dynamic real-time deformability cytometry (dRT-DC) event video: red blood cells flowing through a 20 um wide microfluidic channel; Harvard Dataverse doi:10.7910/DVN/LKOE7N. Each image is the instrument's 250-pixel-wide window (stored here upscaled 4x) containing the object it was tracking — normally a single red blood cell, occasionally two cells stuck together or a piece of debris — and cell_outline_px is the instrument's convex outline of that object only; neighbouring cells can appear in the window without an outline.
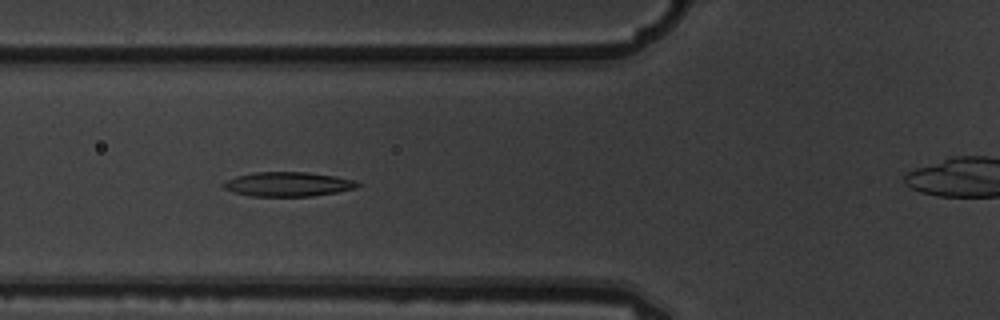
{"species": "common noctule bat (a hibernating species)", "species_latin": "Nyctalus noctula", "temperature_condition": "warm", "stored_images_in_passage": 15, "segment_of_instrument_passage": [1, 2], "camera_frame_rate_fps": 3000, "um_per_image_px": 0.085, "animal": {"sex": "male", "body_mass_g": 19.5, "forearm_length_mm": 54.6}, "frame": {"image": 1, "passage_image": 5, "time_ms": 1.333, "image_size_px": [1000, 320], "cell_outline_px": [[360, 184], [356, 188], [336, 192], [312, 196], [252, 196], [236, 192], [224, 188], [224, 184], [228, 180], [236, 176], [252, 172], [308, 172], [336, 176], [352, 180]], "centroid_in_image_um": [24.5, 15.65], "position_along_channel_um": 101.3, "area_um2": 18.79}}
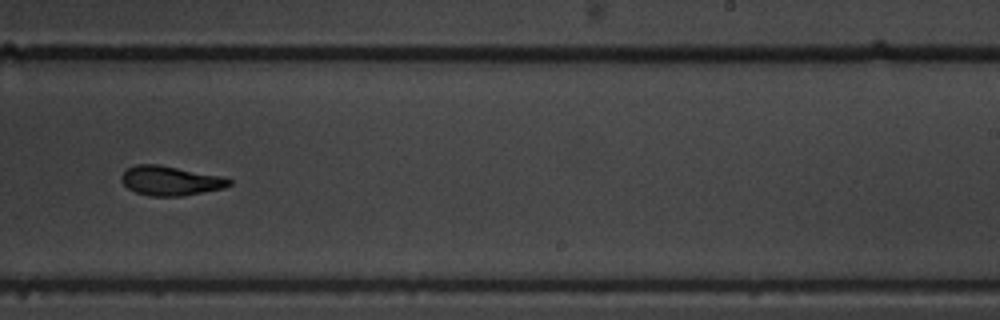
{"frame": {"image": 2, "passage_image": 9, "time_ms": 2.667, "image_size_px": [1000, 320], "cell_outline_px": [[232, 184], [224, 188], [184, 196], [148, 196], [136, 192], [128, 188], [120, 180], [120, 176], [128, 168], [136, 164], [160, 164], [224, 176], [232, 180]], "centroid_in_image_um": [14.51, 15.35], "position_along_channel_um": 274.5, "area_um2": 18.79}}
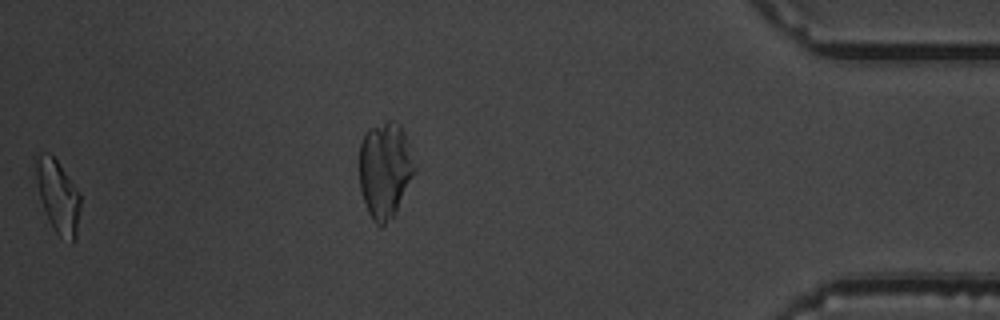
{"frame": {"image": 3, "passage_image": 14, "time_ms": 4.333, "image_size_px": [1000, 320], "cell_outline_px": [[80, 208], [76, 240], [72, 244], [60, 236], [56, 232], [40, 200], [36, 180], [32, 156], [48, 152], [56, 160], [80, 192]], "centroid_in_image_um": [4.91, 16.65], "position_along_channel_um": 430.3, "area_um2": 19.02}}